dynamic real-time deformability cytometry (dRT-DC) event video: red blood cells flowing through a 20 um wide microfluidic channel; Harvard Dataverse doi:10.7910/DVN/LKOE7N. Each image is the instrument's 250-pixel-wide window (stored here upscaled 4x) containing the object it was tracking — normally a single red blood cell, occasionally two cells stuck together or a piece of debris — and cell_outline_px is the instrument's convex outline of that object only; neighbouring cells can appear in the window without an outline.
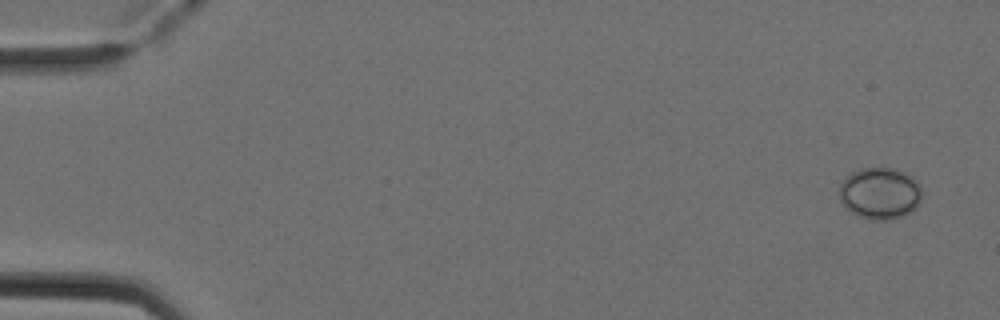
{"species": "Egyptian fruit bat (a non-hibernating species)", "species_latin": "Rousettus aegyptiacus", "temperature_condition": "cold", "stored_images_in_passage": 5, "camera_frame_rate_fps": 3000, "um_per_image_px": 0.085, "animal": {"sex": "female"}, "frame": {"image": 1, "passage_image": 1, "time_ms": 0.0, "image_size_px": [1000, 320], "cell_outline_px": [[924, 192], [916, 208], [912, 212], [904, 216], [888, 220], [872, 220], [856, 216], [840, 200], [840, 184], [852, 172], [860, 168], [896, 168], [912, 176], [920, 184]], "centroid_in_image_um": [74.85, 16.44], "position_along_channel_um": 10.1, "area_um2": 25.2}}
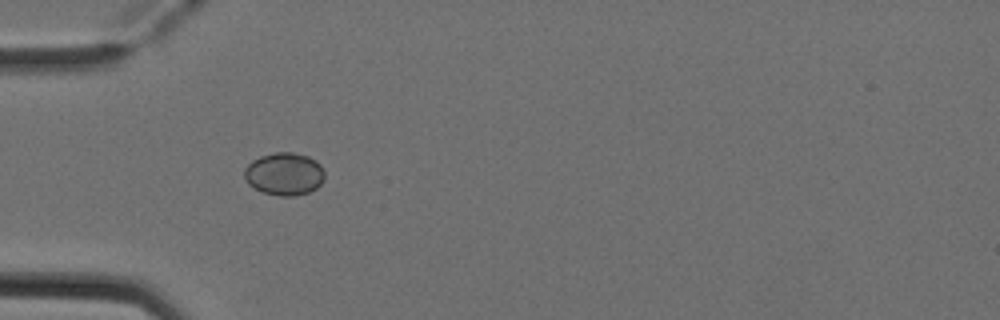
{"frame": {"image": 2, "passage_image": 5, "time_ms": 1.333, "image_size_px": [1000, 320], "cell_outline_px": [[324, 180], [316, 188], [308, 192], [296, 196], [280, 196], [264, 192], [248, 184], [244, 176], [244, 168], [252, 160], [260, 156], [276, 152], [292, 152], [308, 156], [316, 160], [320, 164], [324, 172]], "centroid_in_image_um": [24.17, 14.77], "position_along_channel_um": 60.8, "area_um2": 20.0}}